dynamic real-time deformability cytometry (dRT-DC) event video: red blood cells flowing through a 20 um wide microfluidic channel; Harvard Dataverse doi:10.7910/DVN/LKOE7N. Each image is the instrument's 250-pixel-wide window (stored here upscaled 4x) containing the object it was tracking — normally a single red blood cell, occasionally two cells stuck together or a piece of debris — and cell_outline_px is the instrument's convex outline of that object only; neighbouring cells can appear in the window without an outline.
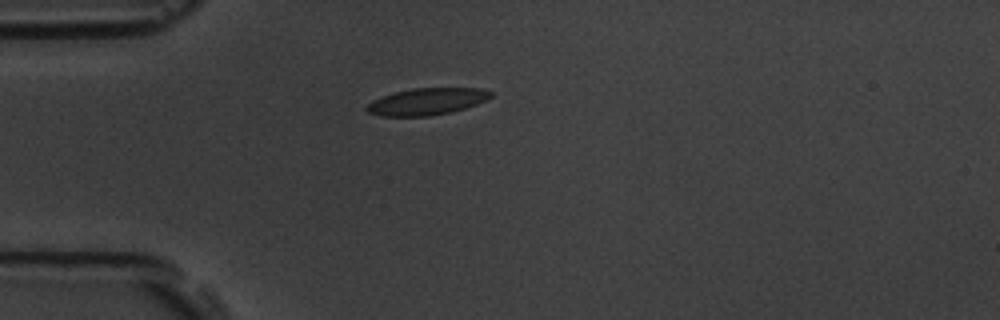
{"species": "common noctule bat (a hibernating species)", "species_latin": "Nyctalus noctula", "temperature_condition": "room temperature", "stored_images_in_passage": 1, "camera_frame_rate_fps": 3000, "um_per_image_px": 0.085, "animal": {"sex": "male", "body_mass_g": 19.5, "forearm_length_mm": 54.6}, "frame": {"image": 1, "passage_image": 1, "time_ms": 0.0, "image_size_px": [1000, 320], "cell_outline_px": [[492, 96], [488, 100], [452, 112], [428, 116], [380, 116], [368, 112], [364, 108], [372, 100], [396, 92], [412, 88], [480, 88], [492, 92]], "centroid_in_image_um": [36.29, 8.63], "position_along_channel_um": 48.7, "area_um2": 19.36}}